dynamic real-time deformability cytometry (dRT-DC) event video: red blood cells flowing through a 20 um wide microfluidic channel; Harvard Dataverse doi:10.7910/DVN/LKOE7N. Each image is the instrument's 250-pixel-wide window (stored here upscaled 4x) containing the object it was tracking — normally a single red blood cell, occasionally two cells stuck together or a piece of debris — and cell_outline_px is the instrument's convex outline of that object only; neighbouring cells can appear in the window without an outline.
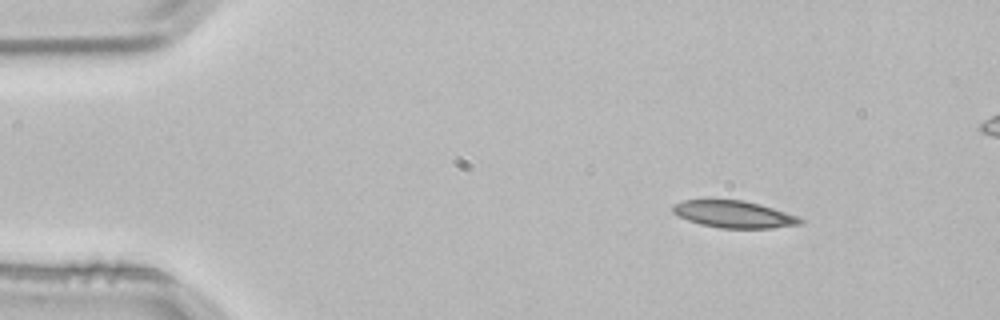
{"species": "common noctule bat (a hibernating species)", "species_latin": "Nyctalus noctula", "temperature_condition": "room temperature", "stored_images_in_passage": 3, "camera_frame_rate_fps": 3000, "um_per_image_px": 0.085, "animal": {"sex": "male", "body_mass_g": 21.5, "forearm_length_mm": 52.0}, "frame": {"image": 1, "passage_image": 1, "time_ms": 0.0, "image_size_px": [1000, 320], "cell_outline_px": [[804, 224], [772, 228], [720, 228], [700, 224], [688, 220], [672, 212], [672, 204], [684, 200], [744, 200], [760, 204], [800, 216], [804, 220]], "centroid_in_image_um": [62.43, 18.22], "position_along_channel_um": 22.6, "area_um2": 20.23}}